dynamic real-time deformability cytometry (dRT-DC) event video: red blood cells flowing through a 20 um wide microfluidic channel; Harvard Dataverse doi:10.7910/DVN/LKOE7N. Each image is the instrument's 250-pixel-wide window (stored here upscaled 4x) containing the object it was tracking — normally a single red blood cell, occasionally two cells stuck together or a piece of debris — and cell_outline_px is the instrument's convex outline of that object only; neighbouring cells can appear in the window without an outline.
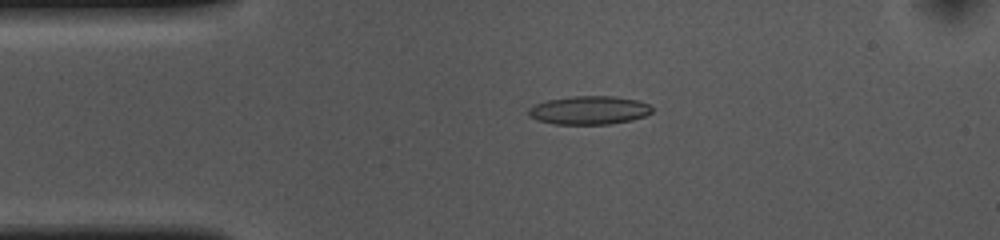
{"species": "common noctule bat (a hibernating species)", "species_latin": "Nyctalus noctula", "temperature_condition": "cold", "stored_images_in_passage": 53, "camera_frame_rate_fps": 3000, "um_per_image_px": 0.085, "animal": {"sex": "female", "body_mass_g": 10.0, "forearm_length_mm": 53.1}, "frame": {"image": 1, "passage_image": 10, "time_ms": 3.0, "image_size_px": [1000, 240], "cell_outline_px": [[652, 112], [644, 116], [632, 120], [608, 124], [552, 124], [536, 120], [528, 116], [528, 108], [536, 104], [548, 100], [572, 96], [612, 96], [636, 100], [648, 104], [652, 108]], "centroid_in_image_um": [50.04, 9.37], "position_along_channel_um": 35.0, "area_um2": 20.46}}
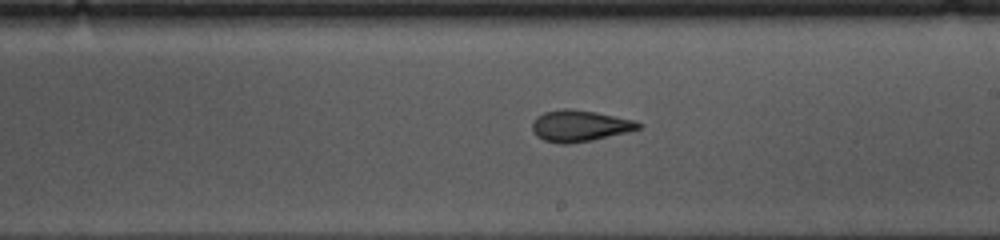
{"frame": {"image": 2, "passage_image": 29, "time_ms": 9.333, "image_size_px": [1000, 240], "cell_outline_px": [[644, 124], [640, 128], [592, 140], [568, 144], [560, 144], [544, 140], [536, 136], [532, 132], [532, 120], [536, 116], [544, 112], [560, 108], [572, 108], [596, 112], [636, 120]], "centroid_in_image_um": [49.23, 10.68], "position_along_channel_um": 239.8, "area_um2": 19.59}}
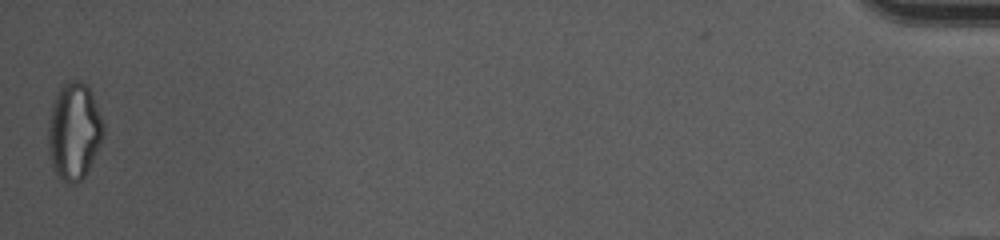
{"frame": {"image": 3, "passage_image": 53, "time_ms": 17.333, "image_size_px": [1000, 240], "cell_outline_px": [[104, 132], [96, 152], [84, 176], [76, 184], [68, 184], [52, 168], [48, 152], [48, 124], [52, 104], [60, 88], [68, 80], [80, 80], [92, 92], [104, 124]], "centroid_in_image_um": [6.28, 11.14], "position_along_channel_um": 428.9, "area_um2": 30.98}, "authors_computed_cell_mechanics": {"area_um2": 19.8254, "velocity_mm_per_s": 3.6318, "shape_relaxation_time_tau1_ms": 8.7707, "shape_relaxation_time_tau2_ms": 2.4, "deformation_change_tau1": 0.1926, "deformation_change_tau2": 0.1047}}